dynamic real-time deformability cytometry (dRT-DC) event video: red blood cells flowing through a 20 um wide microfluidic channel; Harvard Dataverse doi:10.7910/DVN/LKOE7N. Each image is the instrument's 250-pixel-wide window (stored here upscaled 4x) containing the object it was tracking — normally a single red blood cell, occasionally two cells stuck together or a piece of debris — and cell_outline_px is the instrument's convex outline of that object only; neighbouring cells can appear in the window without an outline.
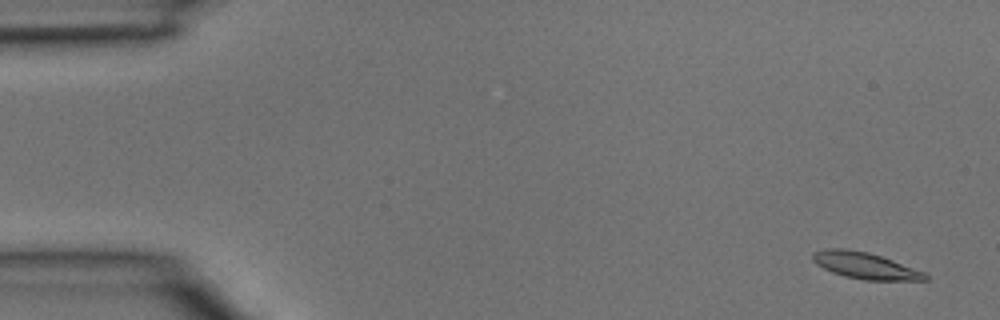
{"species": "common noctule bat (a hibernating species)", "species_latin": "Nyctalus noctula", "temperature_condition": "room temperature", "stored_images_in_passage": 4, "camera_frame_rate_fps": 3000, "um_per_image_px": 0.085, "animal": {"sex": "male", "body_mass_g": 15.6}, "frame": {"image": 1, "passage_image": 1, "time_ms": 0.0, "image_size_px": [1000, 320], "cell_outline_px": [[928, 280], [864, 280], [844, 276], [832, 272], [816, 264], [812, 260], [812, 252], [828, 248], [848, 248], [868, 252], [892, 260], [924, 272], [928, 276]], "centroid_in_image_um": [73.49, 22.57], "position_along_channel_um": 11.5, "area_um2": 17.28}}
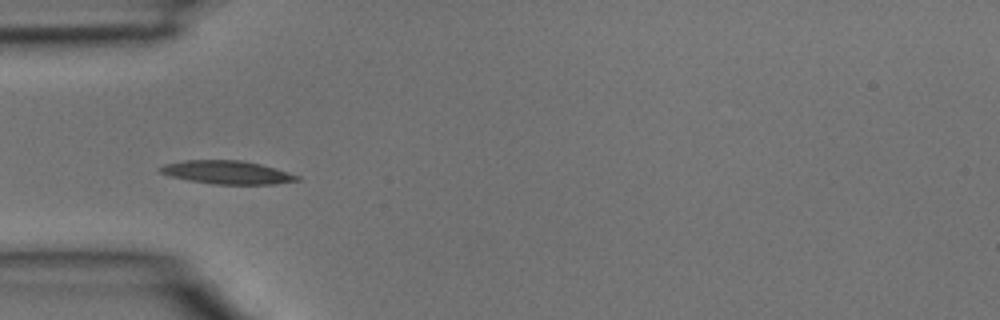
{"frame": {"image": 2, "passage_image": 4, "time_ms": 1.0, "image_size_px": [1000, 320], "cell_outline_px": [[300, 180], [276, 184], [212, 184], [188, 180], [172, 176], [160, 172], [156, 168], [164, 164], [184, 160], [240, 160], [260, 164], [276, 168], [300, 176]], "centroid_in_image_um": [19.3, 14.65], "position_along_channel_um": 65.7, "area_um2": 18.61}}